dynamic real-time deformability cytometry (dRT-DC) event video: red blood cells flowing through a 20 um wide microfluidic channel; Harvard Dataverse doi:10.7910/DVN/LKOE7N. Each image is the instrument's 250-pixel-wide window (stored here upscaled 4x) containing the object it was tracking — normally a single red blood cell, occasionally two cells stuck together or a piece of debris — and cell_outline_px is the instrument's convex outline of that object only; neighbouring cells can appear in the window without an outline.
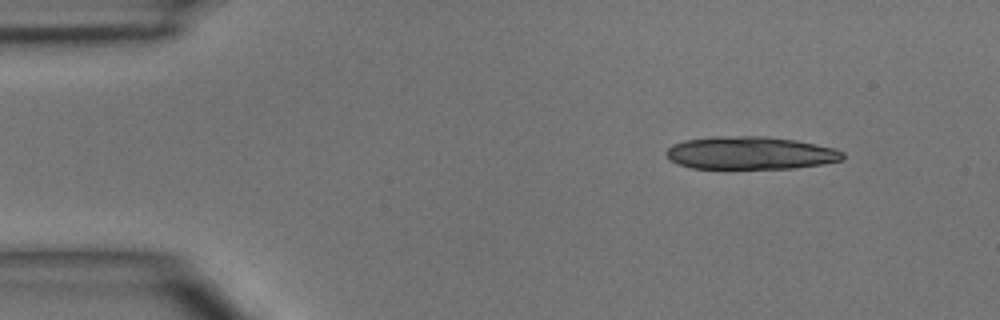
{"species": "common noctule bat (a hibernating species)", "species_latin": "Nyctalus noctula", "temperature_condition": "room temperature", "stored_images_in_passage": 4, "camera_frame_rate_fps": 3000, "um_per_image_px": 0.085, "animal": {"sex": "male", "body_mass_g": 15.6}, "frame": {"image": 1, "passage_image": 1, "time_ms": 0.0, "image_size_px": [1000, 320], "cell_outline_px": [[844, 160], [824, 164], [796, 168], [692, 168], [680, 164], [672, 160], [664, 152], [672, 144], [684, 140], [712, 136], [768, 136], [796, 140], [836, 148], [844, 152]], "centroid_in_image_um": [63.83, 12.99], "position_along_channel_um": 21.2, "area_um2": 33.99}}